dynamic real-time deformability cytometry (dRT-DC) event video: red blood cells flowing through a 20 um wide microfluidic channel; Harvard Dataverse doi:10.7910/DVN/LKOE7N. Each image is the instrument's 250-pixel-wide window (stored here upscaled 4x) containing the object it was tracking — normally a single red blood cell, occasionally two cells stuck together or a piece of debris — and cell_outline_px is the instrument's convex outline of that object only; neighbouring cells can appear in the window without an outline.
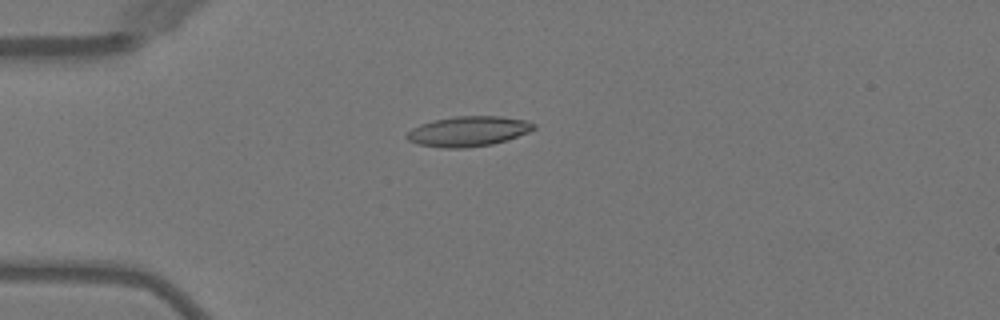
{"species": "Egyptian fruit bat (a non-hibernating species)", "species_latin": "Rousettus aegyptiacus", "temperature_condition": "warm", "stored_images_in_passage": 6, "camera_frame_rate_fps": 3000, "um_per_image_px": 0.085, "animal": {"sex": "female"}, "frame": {"image": 1, "passage_image": 4, "time_ms": 4.333, "image_size_px": [1000, 320], "cell_outline_px": [[536, 128], [528, 132], [492, 144], [464, 148], [444, 148], [420, 144], [408, 140], [404, 136], [412, 128], [420, 124], [432, 120], [456, 116], [500, 116], [524, 120], [536, 124]], "centroid_in_image_um": [39.77, 11.15], "position_along_channel_um": 45.2, "area_um2": 22.08}}
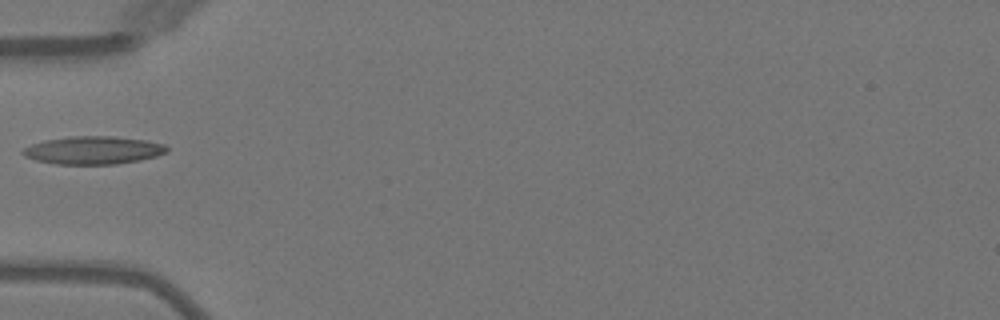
{"frame": {"image": 2, "passage_image": 5, "time_ms": 5.667, "image_size_px": [1000, 320], "cell_outline_px": [[168, 152], [156, 156], [140, 160], [116, 164], [56, 164], [36, 160], [24, 156], [20, 152], [24, 148], [32, 144], [44, 140], [68, 136], [112, 136], [144, 140], [164, 144], [168, 148]], "centroid_in_image_um": [7.91, 12.77], "position_along_channel_um": 77.1, "area_um2": 23.47}}
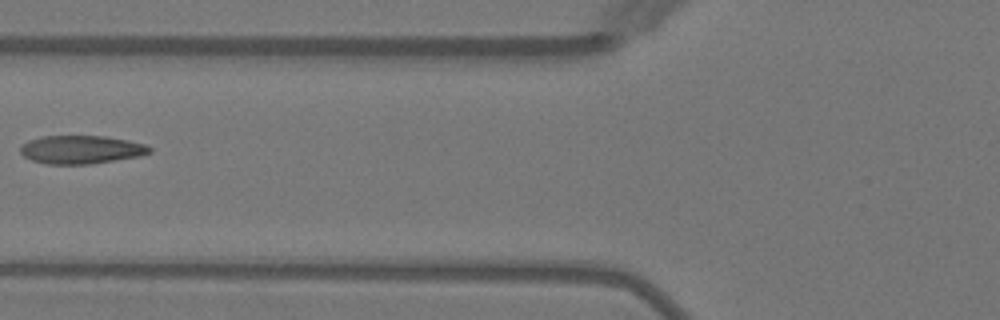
{"frame": {"image": 3, "passage_image": 6, "time_ms": 6.667, "image_size_px": [1000, 320], "cell_outline_px": [[152, 152], [140, 156], [92, 164], [48, 164], [32, 160], [24, 156], [20, 152], [20, 144], [28, 140], [40, 136], [104, 136], [128, 140], [144, 144], [152, 148]], "centroid_in_image_um": [6.89, 12.71], "position_along_channel_um": 118.9, "area_um2": 21.44}}